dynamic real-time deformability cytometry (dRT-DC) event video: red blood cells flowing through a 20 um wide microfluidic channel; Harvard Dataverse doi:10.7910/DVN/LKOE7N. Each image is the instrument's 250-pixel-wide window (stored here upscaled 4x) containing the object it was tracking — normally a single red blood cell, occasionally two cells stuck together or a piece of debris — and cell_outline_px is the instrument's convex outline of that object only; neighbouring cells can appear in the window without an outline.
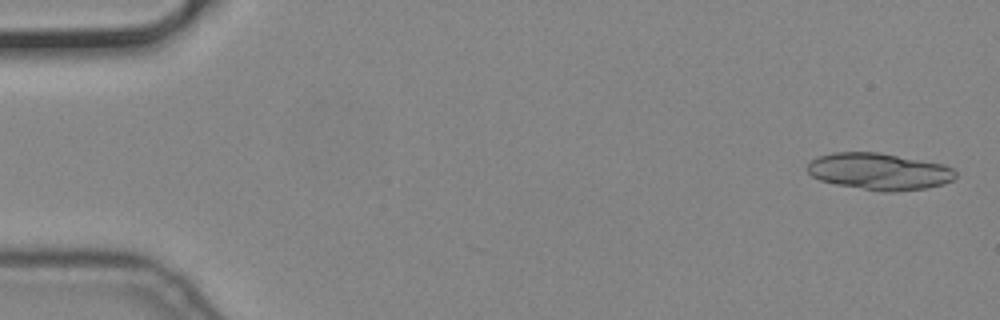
{"species": "common noctule bat (a hibernating species)", "species_latin": "Nyctalus noctula", "temperature_condition": "cold", "stored_images_in_passage": 6, "camera_frame_rate_fps": 3000, "um_per_image_px": 0.085, "animal": {"sex": "male", "body_mass_g": 19.2, "forearm_length_mm": 51.8}, "frame": {"image": 1, "passage_image": 1, "time_ms": 0.0, "image_size_px": [1000, 320], "cell_outline_px": [[956, 176], [952, 180], [944, 184], [924, 188], [896, 192], [880, 192], [836, 184], [820, 180], [812, 176], [808, 172], [808, 160], [816, 156], [832, 152], [880, 152], [944, 164], [952, 168], [956, 172]], "centroid_in_image_um": [74.71, 14.56], "position_along_channel_um": 10.3, "area_um2": 32.08}}